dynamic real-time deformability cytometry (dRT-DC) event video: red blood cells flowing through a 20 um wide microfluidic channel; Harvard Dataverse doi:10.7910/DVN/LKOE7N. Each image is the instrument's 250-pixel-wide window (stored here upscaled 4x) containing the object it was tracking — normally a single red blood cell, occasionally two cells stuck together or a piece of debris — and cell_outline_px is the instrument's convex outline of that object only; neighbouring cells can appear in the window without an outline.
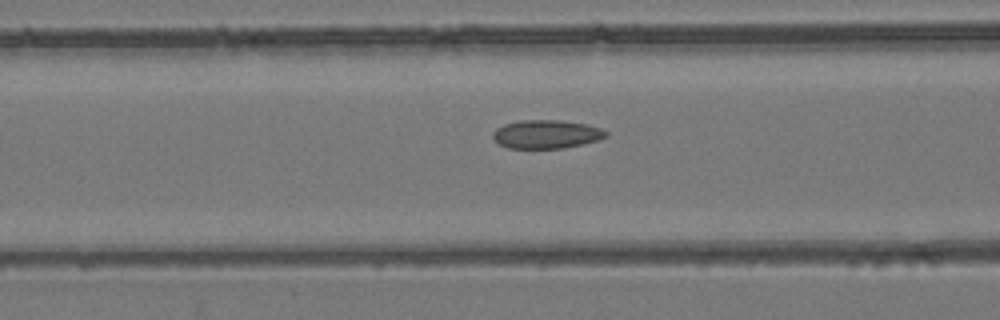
{"species": "common noctule bat (a hibernating species)", "species_latin": "Nyctalus noctula", "temperature_condition": "room temperature", "stored_images_in_passage": 33, "camera_frame_rate_fps": 3000, "um_per_image_px": 0.085, "animal": {"sex": "female", "body_mass_g": 24.6, "forearm_length_mm": 56.2}, "frame": {"image": 1, "passage_image": 11, "time_ms": 3.333, "image_size_px": [1000, 320], "cell_outline_px": [[608, 136], [600, 140], [564, 148], [508, 148], [492, 140], [492, 132], [496, 128], [504, 124], [520, 120], [560, 120], [588, 124], [600, 128], [608, 132]], "centroid_in_image_um": [46.44, 11.4], "position_along_channel_um": 120.2, "area_um2": 19.02}}
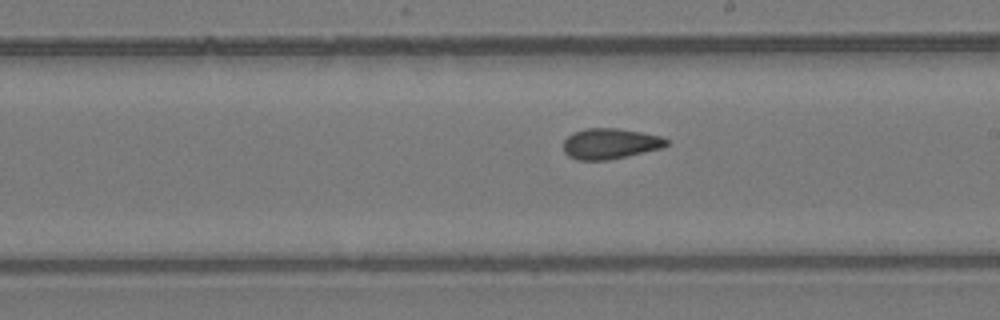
{"frame": {"image": 2, "passage_image": 20, "time_ms": 6.333, "image_size_px": [1000, 320], "cell_outline_px": [[668, 144], [660, 148], [608, 160], [576, 160], [568, 156], [564, 152], [564, 140], [572, 132], [584, 128], [616, 128], [640, 132], [660, 136], [668, 140]], "centroid_in_image_um": [51.8, 12.2], "position_along_channel_um": 237.2, "area_um2": 18.26}}
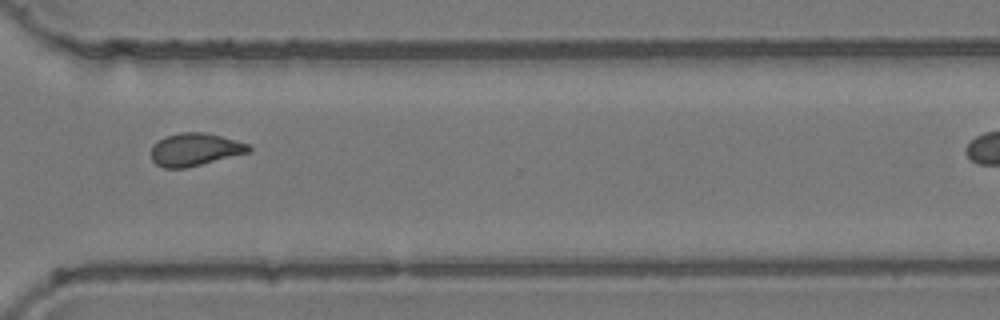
{"frame": {"image": 3, "passage_image": 29, "time_ms": 9.333, "image_size_px": [1000, 320], "cell_outline_px": [[252, 152], [184, 168], [164, 168], [156, 164], [152, 160], [152, 144], [168, 136], [180, 132], [204, 132], [236, 140], [248, 144], [252, 148]], "centroid_in_image_um": [16.6, 12.71], "position_along_channel_um": 354.0, "area_um2": 18.5}}